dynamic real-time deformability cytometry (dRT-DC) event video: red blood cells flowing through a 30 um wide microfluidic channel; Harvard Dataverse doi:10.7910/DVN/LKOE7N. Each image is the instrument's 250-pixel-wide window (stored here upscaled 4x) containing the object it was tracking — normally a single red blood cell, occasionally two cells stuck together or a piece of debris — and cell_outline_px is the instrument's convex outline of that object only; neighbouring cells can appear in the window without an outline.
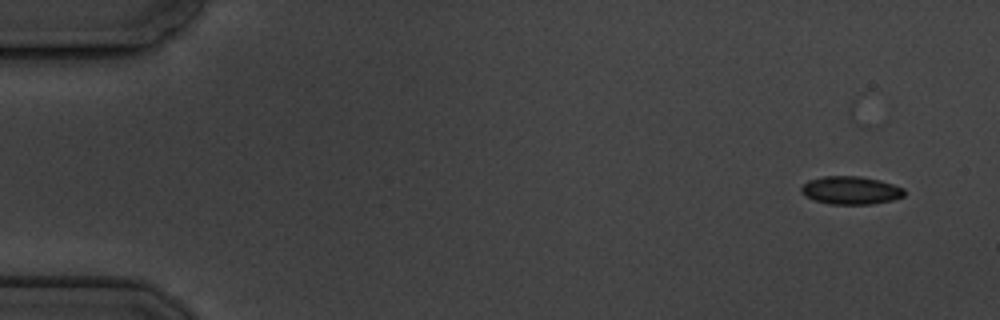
{"species": "common noctule bat (a hibernating species)", "species_latin": "Nyctalus noctula", "temperature_condition": "cold", "stored_images_in_passage": 5, "camera_frame_rate_fps": 3000, "um_per_image_px": 0.085, "animal": {"sex": "male", "body_mass_g": 19.5, "forearm_length_mm": 54.6}, "frame": {"image": 1, "passage_image": 1, "time_ms": 0.0, "image_size_px": [1000, 320], "cell_outline_px": [[904, 196], [892, 200], [872, 204], [828, 204], [804, 196], [800, 192], [800, 188], [808, 180], [824, 176], [860, 176], [880, 180], [904, 188]], "centroid_in_image_um": [72.3, 16.17], "position_along_channel_um": 12.7, "area_um2": 16.88}}
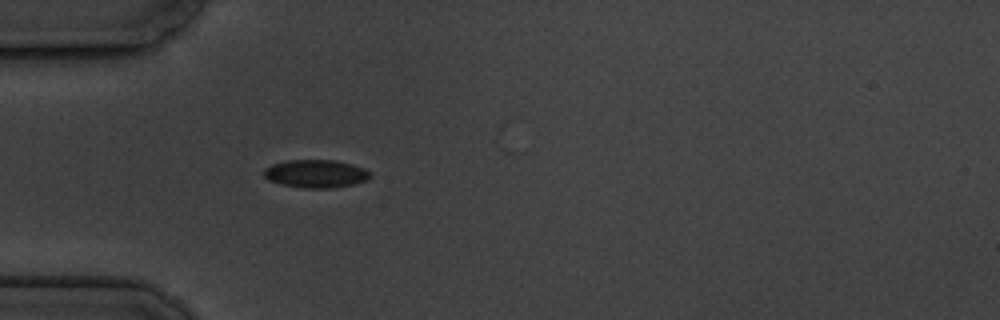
{"frame": {"image": 2, "passage_image": 5, "time_ms": 4.667, "image_size_px": [1000, 320], "cell_outline_px": [[372, 176], [364, 180], [352, 184], [328, 188], [304, 188], [280, 184], [268, 180], [264, 176], [264, 168], [272, 164], [288, 160], [336, 160], [352, 164], [364, 168]], "centroid_in_image_um": [26.8, 14.75], "position_along_channel_um": 58.2, "area_um2": 17.22}}